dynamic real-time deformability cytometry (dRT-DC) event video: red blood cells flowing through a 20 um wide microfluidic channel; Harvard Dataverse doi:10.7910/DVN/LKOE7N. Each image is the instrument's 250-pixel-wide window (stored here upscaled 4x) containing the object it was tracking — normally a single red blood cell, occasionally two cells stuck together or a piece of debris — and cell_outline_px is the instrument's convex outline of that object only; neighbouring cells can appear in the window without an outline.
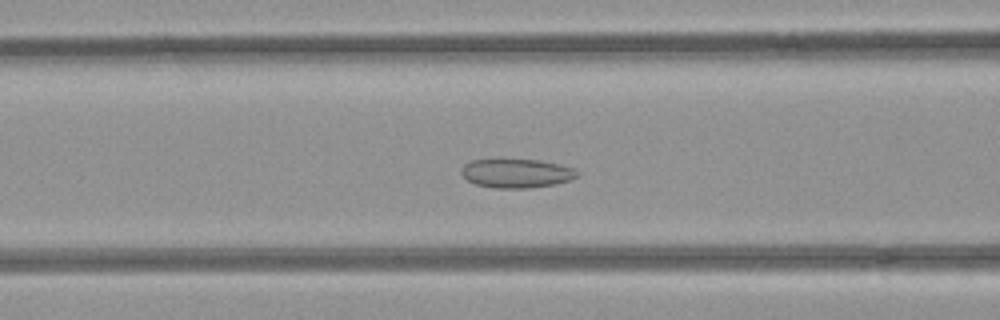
{"species": "common noctule bat (a hibernating species)", "species_latin": "Nyctalus noctula", "temperature_condition": "room temperature", "stored_images_in_passage": 45, "camera_frame_rate_fps": 3000, "um_per_image_px": 0.085, "animal": {"sex": "female", "body_mass_g": 21.9}, "frame": {"image": 1, "passage_image": 13, "time_ms": 4.0, "image_size_px": [1000, 320], "cell_outline_px": [[580, 176], [572, 180], [556, 184], [532, 188], [496, 188], [476, 184], [468, 180], [460, 172], [460, 168], [464, 164], [472, 160], [500, 156], [540, 160], [560, 164], [572, 168], [580, 172]], "centroid_in_image_um": [43.9, 14.68], "position_along_channel_um": 122.7, "area_um2": 20.63}}
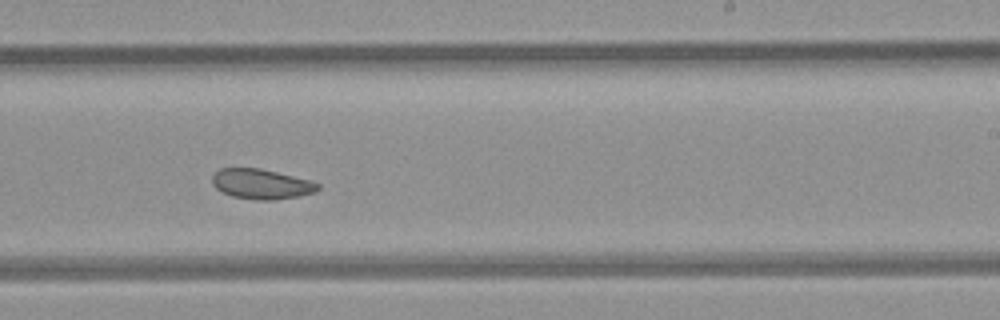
{"frame": {"image": 2, "passage_image": 24, "time_ms": 7.667, "image_size_px": [1000, 320], "cell_outline_px": [[320, 188], [316, 192], [300, 196], [276, 200], [256, 200], [232, 196], [220, 192], [212, 184], [212, 176], [220, 168], [260, 168], [308, 180], [320, 184]], "centroid_in_image_um": [22.2, 15.65], "position_along_channel_um": 266.8, "area_um2": 18.55}}
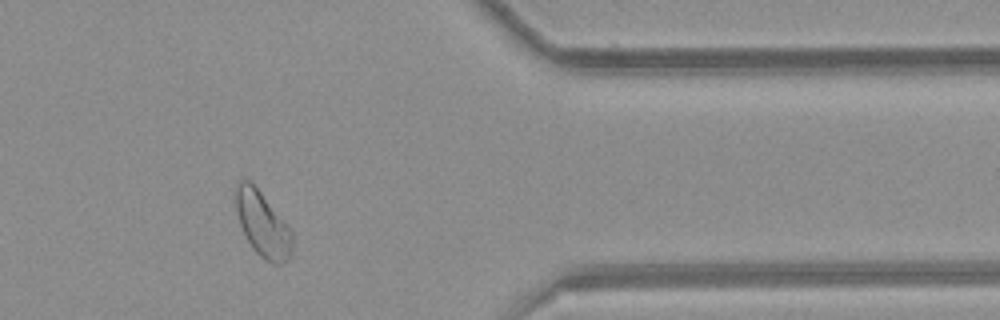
{"frame": {"image": 3, "passage_image": 35, "time_ms": 11.333, "image_size_px": [1000, 320], "cell_outline_px": [[292, 252], [288, 260], [280, 264], [272, 264], [260, 256], [252, 248], [240, 224], [236, 212], [232, 192], [236, 184], [240, 180], [248, 180], [260, 192], [292, 232]], "centroid_in_image_um": [22.27, 19.05], "position_along_channel_um": 389.1, "area_um2": 21.27}, "authors_computed_cell_mechanics": {"area_um2": 20.9236, "velocity_mm_per_s": 3.9339, "shape_relaxation_time_tau1_ms": null, "shape_relaxation_time_tau2_ms": 3.4577, "deformation_change_tau1": null, "deformation_change_tau2": 0.0837}}